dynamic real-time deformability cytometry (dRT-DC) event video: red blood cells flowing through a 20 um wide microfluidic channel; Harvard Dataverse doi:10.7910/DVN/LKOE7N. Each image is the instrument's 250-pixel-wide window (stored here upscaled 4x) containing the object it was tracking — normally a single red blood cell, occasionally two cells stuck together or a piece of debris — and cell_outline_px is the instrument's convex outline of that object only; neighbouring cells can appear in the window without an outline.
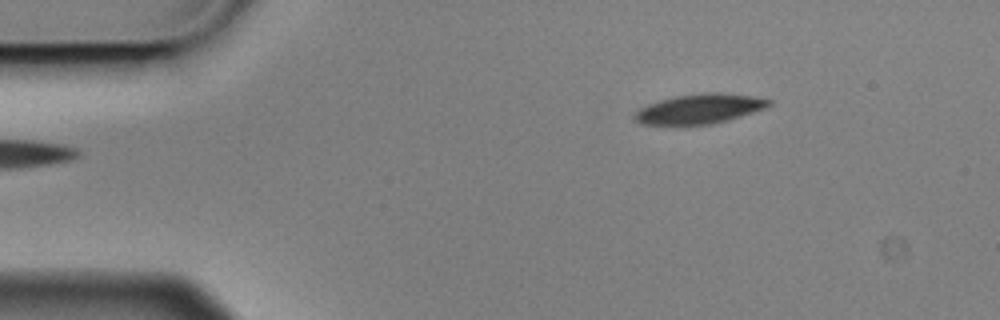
{"species": "Egyptian fruit bat (a non-hibernating species)", "species_latin": "Rousettus aegyptiacus", "temperature_condition": "cold", "stored_images_in_passage": 6, "camera_frame_rate_fps": 3000, "um_per_image_px": 0.085, "animal": {"sex": "male"}, "frame": {"image": 1, "passage_image": 6, "time_ms": 1.667, "image_size_px": [1000, 320], "cell_outline_px": [[772, 104], [764, 108], [728, 120], [708, 124], [640, 124], [632, 116], [640, 108], [648, 104], [660, 100], [676, 96], [700, 92], [720, 92], [752, 96], [772, 100]], "centroid_in_image_um": [59.46, 9.23], "position_along_channel_um": 25.5, "area_um2": 23.0}}